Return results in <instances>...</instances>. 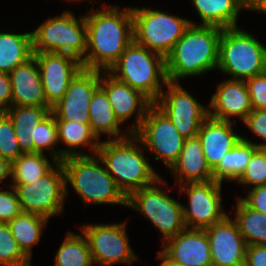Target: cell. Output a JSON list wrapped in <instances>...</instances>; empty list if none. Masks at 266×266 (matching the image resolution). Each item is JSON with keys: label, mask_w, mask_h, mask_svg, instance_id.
<instances>
[{"label": "cell", "mask_w": 266, "mask_h": 266, "mask_svg": "<svg viewBox=\"0 0 266 266\" xmlns=\"http://www.w3.org/2000/svg\"><path fill=\"white\" fill-rule=\"evenodd\" d=\"M134 135L141 141L143 148L156 155L154 160H161L169 170L177 162L185 140L172 121L154 104Z\"/></svg>", "instance_id": "cell-11"}, {"label": "cell", "mask_w": 266, "mask_h": 266, "mask_svg": "<svg viewBox=\"0 0 266 266\" xmlns=\"http://www.w3.org/2000/svg\"><path fill=\"white\" fill-rule=\"evenodd\" d=\"M233 121H223L210 116L202 123L197 134L201 140L207 165L213 171L237 142L242 138L233 131Z\"/></svg>", "instance_id": "cell-22"}, {"label": "cell", "mask_w": 266, "mask_h": 266, "mask_svg": "<svg viewBox=\"0 0 266 266\" xmlns=\"http://www.w3.org/2000/svg\"><path fill=\"white\" fill-rule=\"evenodd\" d=\"M89 125L92 133L100 141L102 135H108L109 140H121L131 135L129 131L121 130V123L116 118L105 91L99 86L91 97L89 104ZM114 137V138H113Z\"/></svg>", "instance_id": "cell-24"}, {"label": "cell", "mask_w": 266, "mask_h": 266, "mask_svg": "<svg viewBox=\"0 0 266 266\" xmlns=\"http://www.w3.org/2000/svg\"><path fill=\"white\" fill-rule=\"evenodd\" d=\"M246 185L248 190L266 184V152L263 147H258L251 156L246 170L237 180ZM253 185V187H251Z\"/></svg>", "instance_id": "cell-36"}, {"label": "cell", "mask_w": 266, "mask_h": 266, "mask_svg": "<svg viewBox=\"0 0 266 266\" xmlns=\"http://www.w3.org/2000/svg\"><path fill=\"white\" fill-rule=\"evenodd\" d=\"M49 219L46 217L21 212L19 215L14 217L8 222L11 234L18 243L22 252L31 260L32 259V248L36 245L43 233V228Z\"/></svg>", "instance_id": "cell-30"}, {"label": "cell", "mask_w": 266, "mask_h": 266, "mask_svg": "<svg viewBox=\"0 0 266 266\" xmlns=\"http://www.w3.org/2000/svg\"><path fill=\"white\" fill-rule=\"evenodd\" d=\"M261 144L242 136L241 140L223 156L218 166L212 171L214 180L220 183L224 180L236 182L246 170L252 153L261 147Z\"/></svg>", "instance_id": "cell-27"}, {"label": "cell", "mask_w": 266, "mask_h": 266, "mask_svg": "<svg viewBox=\"0 0 266 266\" xmlns=\"http://www.w3.org/2000/svg\"><path fill=\"white\" fill-rule=\"evenodd\" d=\"M10 190L0 189V222L8 223L19 215L22 210L13 186Z\"/></svg>", "instance_id": "cell-38"}, {"label": "cell", "mask_w": 266, "mask_h": 266, "mask_svg": "<svg viewBox=\"0 0 266 266\" xmlns=\"http://www.w3.org/2000/svg\"><path fill=\"white\" fill-rule=\"evenodd\" d=\"M142 147L134 134L121 140L108 139L99 143L97 155L126 198L161 178L149 164Z\"/></svg>", "instance_id": "cell-3"}, {"label": "cell", "mask_w": 266, "mask_h": 266, "mask_svg": "<svg viewBox=\"0 0 266 266\" xmlns=\"http://www.w3.org/2000/svg\"><path fill=\"white\" fill-rule=\"evenodd\" d=\"M157 259H160L162 262L159 266H180L175 263H172L169 259H167L160 251L157 255Z\"/></svg>", "instance_id": "cell-46"}, {"label": "cell", "mask_w": 266, "mask_h": 266, "mask_svg": "<svg viewBox=\"0 0 266 266\" xmlns=\"http://www.w3.org/2000/svg\"><path fill=\"white\" fill-rule=\"evenodd\" d=\"M217 69L233 80H247L266 71V46L238 27L222 29Z\"/></svg>", "instance_id": "cell-6"}, {"label": "cell", "mask_w": 266, "mask_h": 266, "mask_svg": "<svg viewBox=\"0 0 266 266\" xmlns=\"http://www.w3.org/2000/svg\"><path fill=\"white\" fill-rule=\"evenodd\" d=\"M201 18L200 25L220 28L238 27L237 20L242 9L248 10V0H191Z\"/></svg>", "instance_id": "cell-25"}, {"label": "cell", "mask_w": 266, "mask_h": 266, "mask_svg": "<svg viewBox=\"0 0 266 266\" xmlns=\"http://www.w3.org/2000/svg\"><path fill=\"white\" fill-rule=\"evenodd\" d=\"M33 140L34 153H44L45 150L52 151V161L61 162V150L54 148L59 141L57 124L52 113L34 128Z\"/></svg>", "instance_id": "cell-34"}, {"label": "cell", "mask_w": 266, "mask_h": 266, "mask_svg": "<svg viewBox=\"0 0 266 266\" xmlns=\"http://www.w3.org/2000/svg\"><path fill=\"white\" fill-rule=\"evenodd\" d=\"M148 97L153 103L168 82L165 57L132 41L107 71Z\"/></svg>", "instance_id": "cell-5"}, {"label": "cell", "mask_w": 266, "mask_h": 266, "mask_svg": "<svg viewBox=\"0 0 266 266\" xmlns=\"http://www.w3.org/2000/svg\"><path fill=\"white\" fill-rule=\"evenodd\" d=\"M179 186V191L187 193L189 199V207L182 206L186 228L205 230L228 216L221 205L222 183L211 180L187 182Z\"/></svg>", "instance_id": "cell-14"}, {"label": "cell", "mask_w": 266, "mask_h": 266, "mask_svg": "<svg viewBox=\"0 0 266 266\" xmlns=\"http://www.w3.org/2000/svg\"><path fill=\"white\" fill-rule=\"evenodd\" d=\"M243 124H246L255 136L264 140L261 147L266 144V109H253Z\"/></svg>", "instance_id": "cell-40"}, {"label": "cell", "mask_w": 266, "mask_h": 266, "mask_svg": "<svg viewBox=\"0 0 266 266\" xmlns=\"http://www.w3.org/2000/svg\"><path fill=\"white\" fill-rule=\"evenodd\" d=\"M160 184L167 185L166 181L159 178L153 185L133 192L127 198V206L139 211L159 229L163 236V245L168 239L182 232L186 226L183 219V204L164 192Z\"/></svg>", "instance_id": "cell-9"}, {"label": "cell", "mask_w": 266, "mask_h": 266, "mask_svg": "<svg viewBox=\"0 0 266 266\" xmlns=\"http://www.w3.org/2000/svg\"><path fill=\"white\" fill-rule=\"evenodd\" d=\"M246 196L239 199L249 208L266 214V184L249 189Z\"/></svg>", "instance_id": "cell-41"}, {"label": "cell", "mask_w": 266, "mask_h": 266, "mask_svg": "<svg viewBox=\"0 0 266 266\" xmlns=\"http://www.w3.org/2000/svg\"><path fill=\"white\" fill-rule=\"evenodd\" d=\"M12 86L11 106L51 107L45 98L38 62L33 56L9 73Z\"/></svg>", "instance_id": "cell-21"}, {"label": "cell", "mask_w": 266, "mask_h": 266, "mask_svg": "<svg viewBox=\"0 0 266 266\" xmlns=\"http://www.w3.org/2000/svg\"><path fill=\"white\" fill-rule=\"evenodd\" d=\"M66 1H67V0H66ZM68 1H76V2H77L78 0H68ZM79 1H83V0H79Z\"/></svg>", "instance_id": "cell-48"}, {"label": "cell", "mask_w": 266, "mask_h": 266, "mask_svg": "<svg viewBox=\"0 0 266 266\" xmlns=\"http://www.w3.org/2000/svg\"><path fill=\"white\" fill-rule=\"evenodd\" d=\"M21 154L23 153L19 147L12 121L4 111H0V156L12 163Z\"/></svg>", "instance_id": "cell-37"}, {"label": "cell", "mask_w": 266, "mask_h": 266, "mask_svg": "<svg viewBox=\"0 0 266 266\" xmlns=\"http://www.w3.org/2000/svg\"><path fill=\"white\" fill-rule=\"evenodd\" d=\"M105 6L85 15L87 49L83 69L108 71L133 41L132 7ZM91 11V12H90Z\"/></svg>", "instance_id": "cell-1"}, {"label": "cell", "mask_w": 266, "mask_h": 266, "mask_svg": "<svg viewBox=\"0 0 266 266\" xmlns=\"http://www.w3.org/2000/svg\"><path fill=\"white\" fill-rule=\"evenodd\" d=\"M165 87L168 91L163 90L154 105L172 121L180 135L196 137L209 117V108L195 100L178 82L168 81Z\"/></svg>", "instance_id": "cell-13"}, {"label": "cell", "mask_w": 266, "mask_h": 266, "mask_svg": "<svg viewBox=\"0 0 266 266\" xmlns=\"http://www.w3.org/2000/svg\"><path fill=\"white\" fill-rule=\"evenodd\" d=\"M80 229L87 238L94 264L112 266L120 262L131 265L138 259L129 244L126 222L85 224Z\"/></svg>", "instance_id": "cell-12"}, {"label": "cell", "mask_w": 266, "mask_h": 266, "mask_svg": "<svg viewBox=\"0 0 266 266\" xmlns=\"http://www.w3.org/2000/svg\"><path fill=\"white\" fill-rule=\"evenodd\" d=\"M222 29L192 23L165 57L168 81L178 82L187 76H200L216 70Z\"/></svg>", "instance_id": "cell-2"}, {"label": "cell", "mask_w": 266, "mask_h": 266, "mask_svg": "<svg viewBox=\"0 0 266 266\" xmlns=\"http://www.w3.org/2000/svg\"><path fill=\"white\" fill-rule=\"evenodd\" d=\"M71 11L46 19L32 31L33 52L62 53L81 62L86 55L87 27L85 15L77 19Z\"/></svg>", "instance_id": "cell-7"}, {"label": "cell", "mask_w": 266, "mask_h": 266, "mask_svg": "<svg viewBox=\"0 0 266 266\" xmlns=\"http://www.w3.org/2000/svg\"><path fill=\"white\" fill-rule=\"evenodd\" d=\"M58 141L64 143L68 149L61 150V161L70 156H88L73 148L88 147L93 155L97 154L100 141L92 133L89 124L74 121H56Z\"/></svg>", "instance_id": "cell-28"}, {"label": "cell", "mask_w": 266, "mask_h": 266, "mask_svg": "<svg viewBox=\"0 0 266 266\" xmlns=\"http://www.w3.org/2000/svg\"><path fill=\"white\" fill-rule=\"evenodd\" d=\"M209 106L211 118L230 122V118L234 116L244 122L253 110L244 80L227 79L220 83L210 99Z\"/></svg>", "instance_id": "cell-20"}, {"label": "cell", "mask_w": 266, "mask_h": 266, "mask_svg": "<svg viewBox=\"0 0 266 266\" xmlns=\"http://www.w3.org/2000/svg\"><path fill=\"white\" fill-rule=\"evenodd\" d=\"M61 164L65 172L66 196L69 184L85 204L127 206V198L119 190L97 154L70 156L64 158Z\"/></svg>", "instance_id": "cell-4"}, {"label": "cell", "mask_w": 266, "mask_h": 266, "mask_svg": "<svg viewBox=\"0 0 266 266\" xmlns=\"http://www.w3.org/2000/svg\"><path fill=\"white\" fill-rule=\"evenodd\" d=\"M248 10L266 14V0H248Z\"/></svg>", "instance_id": "cell-45"}, {"label": "cell", "mask_w": 266, "mask_h": 266, "mask_svg": "<svg viewBox=\"0 0 266 266\" xmlns=\"http://www.w3.org/2000/svg\"><path fill=\"white\" fill-rule=\"evenodd\" d=\"M30 263L11 234L8 223L0 222V265L31 266Z\"/></svg>", "instance_id": "cell-35"}, {"label": "cell", "mask_w": 266, "mask_h": 266, "mask_svg": "<svg viewBox=\"0 0 266 266\" xmlns=\"http://www.w3.org/2000/svg\"><path fill=\"white\" fill-rule=\"evenodd\" d=\"M179 185L187 182H206L214 180L213 173L207 165L202 143L198 136L185 138L177 162L171 167Z\"/></svg>", "instance_id": "cell-23"}, {"label": "cell", "mask_w": 266, "mask_h": 266, "mask_svg": "<svg viewBox=\"0 0 266 266\" xmlns=\"http://www.w3.org/2000/svg\"><path fill=\"white\" fill-rule=\"evenodd\" d=\"M56 163L51 164L44 153L21 154L12 162L10 179L13 183H31L47 174Z\"/></svg>", "instance_id": "cell-33"}, {"label": "cell", "mask_w": 266, "mask_h": 266, "mask_svg": "<svg viewBox=\"0 0 266 266\" xmlns=\"http://www.w3.org/2000/svg\"><path fill=\"white\" fill-rule=\"evenodd\" d=\"M100 87L105 91L114 114L121 124L135 115L133 125L128 130L134 134L154 103L143 93L117 80L107 71H100Z\"/></svg>", "instance_id": "cell-17"}, {"label": "cell", "mask_w": 266, "mask_h": 266, "mask_svg": "<svg viewBox=\"0 0 266 266\" xmlns=\"http://www.w3.org/2000/svg\"><path fill=\"white\" fill-rule=\"evenodd\" d=\"M162 246L164 248L160 252L172 263L180 266H212L210 243L203 229L185 228Z\"/></svg>", "instance_id": "cell-19"}, {"label": "cell", "mask_w": 266, "mask_h": 266, "mask_svg": "<svg viewBox=\"0 0 266 266\" xmlns=\"http://www.w3.org/2000/svg\"><path fill=\"white\" fill-rule=\"evenodd\" d=\"M54 261V266H92L94 263L85 235L68 231Z\"/></svg>", "instance_id": "cell-32"}, {"label": "cell", "mask_w": 266, "mask_h": 266, "mask_svg": "<svg viewBox=\"0 0 266 266\" xmlns=\"http://www.w3.org/2000/svg\"><path fill=\"white\" fill-rule=\"evenodd\" d=\"M12 104V86L8 73L0 72V111H5Z\"/></svg>", "instance_id": "cell-43"}, {"label": "cell", "mask_w": 266, "mask_h": 266, "mask_svg": "<svg viewBox=\"0 0 266 266\" xmlns=\"http://www.w3.org/2000/svg\"><path fill=\"white\" fill-rule=\"evenodd\" d=\"M11 168L12 163L8 159L0 156V183L8 177H11Z\"/></svg>", "instance_id": "cell-44"}, {"label": "cell", "mask_w": 266, "mask_h": 266, "mask_svg": "<svg viewBox=\"0 0 266 266\" xmlns=\"http://www.w3.org/2000/svg\"><path fill=\"white\" fill-rule=\"evenodd\" d=\"M133 41L166 57L192 21L160 10L132 7Z\"/></svg>", "instance_id": "cell-8"}, {"label": "cell", "mask_w": 266, "mask_h": 266, "mask_svg": "<svg viewBox=\"0 0 266 266\" xmlns=\"http://www.w3.org/2000/svg\"><path fill=\"white\" fill-rule=\"evenodd\" d=\"M236 212L233 220L247 245L266 246V214L246 206L236 199Z\"/></svg>", "instance_id": "cell-31"}, {"label": "cell", "mask_w": 266, "mask_h": 266, "mask_svg": "<svg viewBox=\"0 0 266 266\" xmlns=\"http://www.w3.org/2000/svg\"><path fill=\"white\" fill-rule=\"evenodd\" d=\"M262 147H263V149H264V150H265V152H266V144H265V145H263Z\"/></svg>", "instance_id": "cell-47"}, {"label": "cell", "mask_w": 266, "mask_h": 266, "mask_svg": "<svg viewBox=\"0 0 266 266\" xmlns=\"http://www.w3.org/2000/svg\"><path fill=\"white\" fill-rule=\"evenodd\" d=\"M253 109H266V71L245 80Z\"/></svg>", "instance_id": "cell-39"}, {"label": "cell", "mask_w": 266, "mask_h": 266, "mask_svg": "<svg viewBox=\"0 0 266 266\" xmlns=\"http://www.w3.org/2000/svg\"><path fill=\"white\" fill-rule=\"evenodd\" d=\"M51 108L11 106L4 111L12 121L23 154L34 153V128L51 114Z\"/></svg>", "instance_id": "cell-26"}, {"label": "cell", "mask_w": 266, "mask_h": 266, "mask_svg": "<svg viewBox=\"0 0 266 266\" xmlns=\"http://www.w3.org/2000/svg\"><path fill=\"white\" fill-rule=\"evenodd\" d=\"M100 86V71L82 69L69 83L62 99L52 108L55 121L89 124V104Z\"/></svg>", "instance_id": "cell-15"}, {"label": "cell", "mask_w": 266, "mask_h": 266, "mask_svg": "<svg viewBox=\"0 0 266 266\" xmlns=\"http://www.w3.org/2000/svg\"><path fill=\"white\" fill-rule=\"evenodd\" d=\"M244 266H266V246L247 245Z\"/></svg>", "instance_id": "cell-42"}, {"label": "cell", "mask_w": 266, "mask_h": 266, "mask_svg": "<svg viewBox=\"0 0 266 266\" xmlns=\"http://www.w3.org/2000/svg\"><path fill=\"white\" fill-rule=\"evenodd\" d=\"M9 186L15 189L22 212L49 219L64 211L66 184L61 162L31 183H11Z\"/></svg>", "instance_id": "cell-10"}, {"label": "cell", "mask_w": 266, "mask_h": 266, "mask_svg": "<svg viewBox=\"0 0 266 266\" xmlns=\"http://www.w3.org/2000/svg\"><path fill=\"white\" fill-rule=\"evenodd\" d=\"M38 62L44 95L53 107L66 92L69 83L83 69L82 62L62 53L33 52Z\"/></svg>", "instance_id": "cell-16"}, {"label": "cell", "mask_w": 266, "mask_h": 266, "mask_svg": "<svg viewBox=\"0 0 266 266\" xmlns=\"http://www.w3.org/2000/svg\"><path fill=\"white\" fill-rule=\"evenodd\" d=\"M205 231L210 243L212 266H244L247 244L229 215Z\"/></svg>", "instance_id": "cell-18"}, {"label": "cell", "mask_w": 266, "mask_h": 266, "mask_svg": "<svg viewBox=\"0 0 266 266\" xmlns=\"http://www.w3.org/2000/svg\"><path fill=\"white\" fill-rule=\"evenodd\" d=\"M32 57V32L0 33V72L9 74Z\"/></svg>", "instance_id": "cell-29"}]
</instances>
